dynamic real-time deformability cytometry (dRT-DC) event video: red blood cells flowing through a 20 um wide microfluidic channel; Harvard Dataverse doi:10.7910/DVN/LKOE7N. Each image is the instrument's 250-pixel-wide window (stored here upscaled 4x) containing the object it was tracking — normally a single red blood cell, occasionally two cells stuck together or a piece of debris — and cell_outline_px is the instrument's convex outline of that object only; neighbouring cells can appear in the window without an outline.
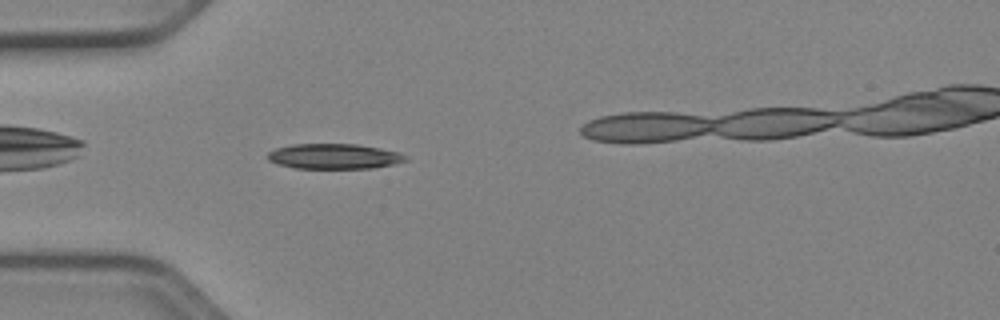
{"species": "Egyptian fruit bat (a non-hibernating species)", "species_latin": "Rousettus aegyptiacus", "temperature_condition": "cold", "stored_images_in_passage": 35, "camera_frame_rate_fps": 3000, "um_per_image_px": 0.085, "animal": {"sex": "female"}, "frame": {"image": 1, "passage_image": 5, "time_ms": 1.333, "image_size_px": [1000, 320], "cell_outline_px": [[408, 160], [392, 164], [372, 168], [296, 168], [280, 164], [268, 160], [268, 152], [276, 148], [292, 144], [356, 144], [380, 148], [400, 152], [408, 156]], "centroid_in_image_um": [28.43, 13.28], "position_along_channel_um": 56.6, "area_um2": 20.17}}
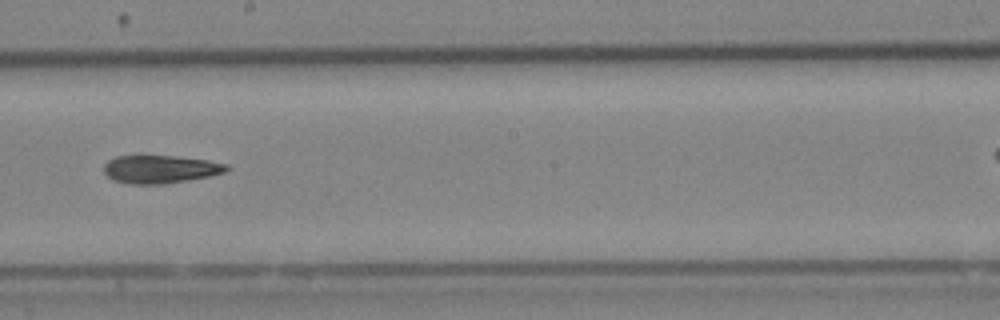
{"frame": {"image": 2, "passage_image": 19, "time_ms": 6.0, "image_size_px": [1000, 320], "cell_outline_px": [[232, 168], [224, 172], [208, 176], [188, 180], [164, 184], [132, 184], [112, 180], [104, 172], [104, 164], [108, 160], [116, 156], [172, 156], [208, 160], [228, 164]], "centroid_in_image_um": [13.63, 14.38], "position_along_channel_um": 234.6, "area_um2": 20.0}}
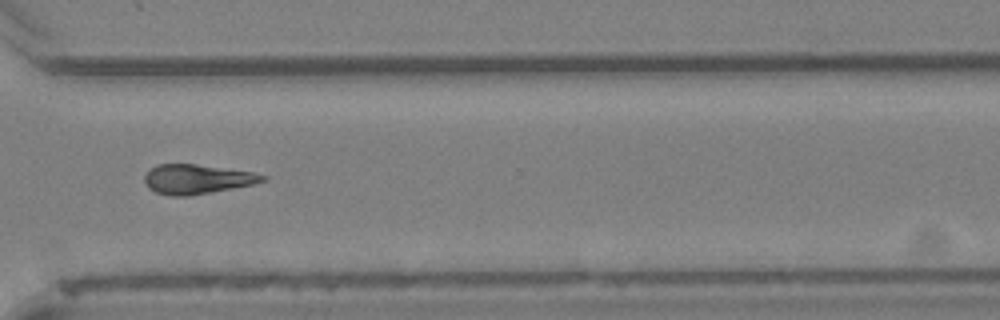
{"frame": {"image": 3, "passage_image": 28, "time_ms": 9.0, "image_size_px": [1000, 320], "cell_outline_px": [[268, 180], [252, 184], [232, 188], [188, 196], [172, 196], [156, 192], [148, 188], [144, 180], [144, 176], [156, 164], [196, 164], [252, 172], [268, 176]], "centroid_in_image_um": [16.74, 15.22], "position_along_channel_um": 353.9, "area_um2": 20.11}, "authors_computed_cell_mechanics": {"area_um2": 20.4034, "velocity_mm_per_s": 3.9609, "shape_relaxation_time_tau1_ms": 2.8994, "shape_relaxation_time_tau2_ms": null, "deformation_change_tau1": 0.1136, "deformation_change_tau2": null}}